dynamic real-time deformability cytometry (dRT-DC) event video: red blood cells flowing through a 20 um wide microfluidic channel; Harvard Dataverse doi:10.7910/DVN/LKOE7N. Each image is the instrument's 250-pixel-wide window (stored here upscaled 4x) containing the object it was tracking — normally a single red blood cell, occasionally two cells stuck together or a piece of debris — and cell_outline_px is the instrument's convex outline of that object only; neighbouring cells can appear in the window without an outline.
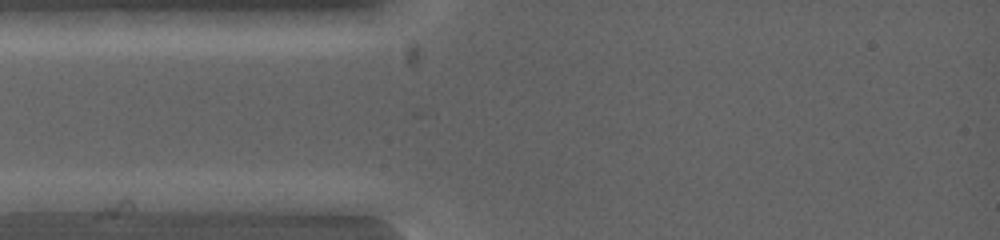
{"species": "common noctule bat (a hibernating species)", "species_latin": "Nyctalus noctula", "temperature_condition": "warm", "stored_images_in_passage": 2, "camera_frame_rate_fps": 5000, "um_per_image_px": 0.085, "animal": {"sex": "female", "body_mass_g": 19.0, "forearm_length_mm": 53.3}, "frame": {"image": 1, "passage_image": 1, "time_ms": 0.0, "image_size_px": [1000, 240], "cell_outline_px": [[140, 212], [112, 216], [108, 216], [16, 212], [12, 200], [100, 192], [128, 196], [140, 208]], "centroid_in_image_um": [6.74, 17.41], "position_along_channel_um": 78.3, "area_um2": 16.36}}